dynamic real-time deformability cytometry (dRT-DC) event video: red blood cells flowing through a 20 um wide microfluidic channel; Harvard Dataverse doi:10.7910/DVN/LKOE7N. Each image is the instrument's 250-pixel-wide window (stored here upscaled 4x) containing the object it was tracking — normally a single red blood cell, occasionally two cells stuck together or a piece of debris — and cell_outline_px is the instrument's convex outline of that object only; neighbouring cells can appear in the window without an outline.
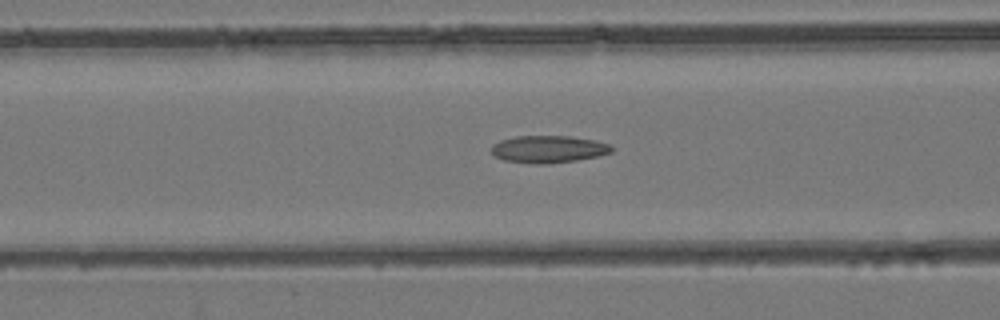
{"species": "common noctule bat (a hibernating species)", "species_latin": "Nyctalus noctula", "temperature_condition": "room temperature", "stored_images_in_passage": 53, "camera_frame_rate_fps": 3000, "um_per_image_px": 0.085, "animal": {"sex": "female", "body_mass_g": 24.6, "forearm_length_mm": 56.2}, "frame": {"image": 1, "passage_image": 22, "time_ms": 7.0, "image_size_px": [1000, 320], "cell_outline_px": [[616, 148], [612, 152], [596, 156], [576, 160], [548, 164], [536, 164], [504, 160], [492, 156], [492, 144], [500, 140], [516, 136], [568, 136], [596, 140], [608, 144]], "centroid_in_image_um": [46.6, 12.68], "position_along_channel_um": 120.0, "area_um2": 19.19}}
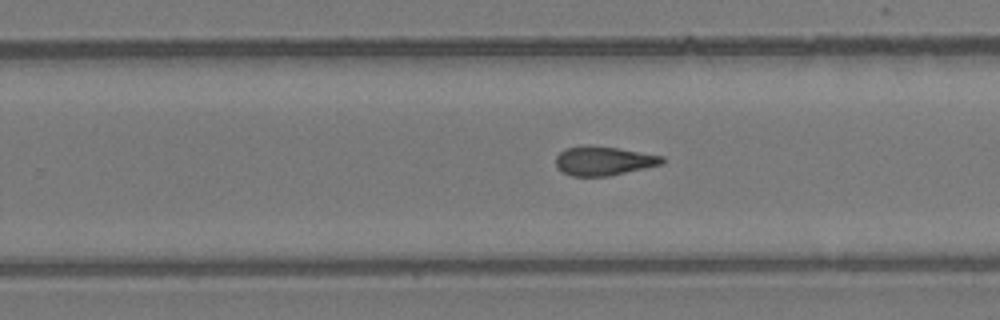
{"frame": {"image": 2, "passage_image": 34, "time_ms": 11.0, "image_size_px": [1000, 320], "cell_outline_px": [[664, 164], [608, 176], [572, 176], [556, 168], [556, 156], [564, 148], [580, 144], [588, 144], [616, 148], [664, 156]], "centroid_in_image_um": [51.27, 13.66], "position_along_channel_um": 278.5, "area_um2": 18.21}}
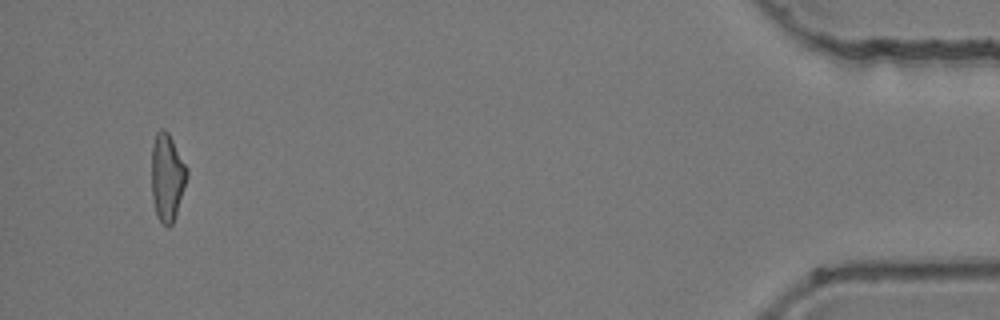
{"frame": {"image": 3, "passage_image": 51, "time_ms": 16.667, "image_size_px": [1000, 320], "cell_outline_px": [[188, 176], [172, 224], [168, 228], [156, 216], [152, 196], [152, 144], [156, 132], [160, 128], [164, 128], [168, 132], [188, 168]], "centroid_in_image_um": [14.2, 15.03], "position_along_channel_um": 421.0, "area_um2": 17.98}, "authors_computed_cell_mechanics": {"area_um2": 18.5538, "velocity_mm_per_s": 3.9694, "shape_relaxation_time_tau1_ms": null, "shape_relaxation_time_tau2_ms": 2.704, "deformation_change_tau1": null, "deformation_change_tau2": 0.1188}}